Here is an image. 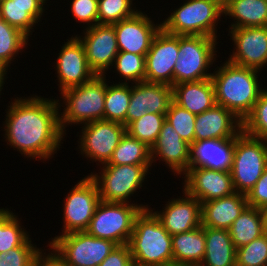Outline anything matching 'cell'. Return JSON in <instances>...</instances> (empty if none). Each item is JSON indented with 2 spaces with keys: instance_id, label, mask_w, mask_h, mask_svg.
<instances>
[{
  "instance_id": "1f68e13d",
  "label": "cell",
  "mask_w": 267,
  "mask_h": 266,
  "mask_svg": "<svg viewBox=\"0 0 267 266\" xmlns=\"http://www.w3.org/2000/svg\"><path fill=\"white\" fill-rule=\"evenodd\" d=\"M45 10L44 6L0 5V18L29 38Z\"/></svg>"
},
{
  "instance_id": "277c9868",
  "label": "cell",
  "mask_w": 267,
  "mask_h": 266,
  "mask_svg": "<svg viewBox=\"0 0 267 266\" xmlns=\"http://www.w3.org/2000/svg\"><path fill=\"white\" fill-rule=\"evenodd\" d=\"M106 75H96L89 82L75 86L60 93L63 106L60 114V126L66 135V127L74 124H87L104 120V103L106 94ZM63 104V105H61ZM66 107H65V106ZM68 125V126H67Z\"/></svg>"
},
{
  "instance_id": "44dd1931",
  "label": "cell",
  "mask_w": 267,
  "mask_h": 266,
  "mask_svg": "<svg viewBox=\"0 0 267 266\" xmlns=\"http://www.w3.org/2000/svg\"><path fill=\"white\" fill-rule=\"evenodd\" d=\"M165 162L171 172L183 175L189 169L190 144L184 141L170 122L164 120L155 144L151 148V161ZM160 158V159H159Z\"/></svg>"
},
{
  "instance_id": "9a60e30c",
  "label": "cell",
  "mask_w": 267,
  "mask_h": 266,
  "mask_svg": "<svg viewBox=\"0 0 267 266\" xmlns=\"http://www.w3.org/2000/svg\"><path fill=\"white\" fill-rule=\"evenodd\" d=\"M82 31L84 36H76L84 46L90 68L96 75H105L119 52L114 25L96 24Z\"/></svg>"
},
{
  "instance_id": "83f0119b",
  "label": "cell",
  "mask_w": 267,
  "mask_h": 266,
  "mask_svg": "<svg viewBox=\"0 0 267 266\" xmlns=\"http://www.w3.org/2000/svg\"><path fill=\"white\" fill-rule=\"evenodd\" d=\"M223 12L233 19L229 28L267 26V0H229Z\"/></svg>"
},
{
  "instance_id": "4316f807",
  "label": "cell",
  "mask_w": 267,
  "mask_h": 266,
  "mask_svg": "<svg viewBox=\"0 0 267 266\" xmlns=\"http://www.w3.org/2000/svg\"><path fill=\"white\" fill-rule=\"evenodd\" d=\"M206 249L204 227L172 236L173 263L200 266Z\"/></svg>"
},
{
  "instance_id": "f1b7e54d",
  "label": "cell",
  "mask_w": 267,
  "mask_h": 266,
  "mask_svg": "<svg viewBox=\"0 0 267 266\" xmlns=\"http://www.w3.org/2000/svg\"><path fill=\"white\" fill-rule=\"evenodd\" d=\"M228 231L236 249L252 242L265 233L263 211L247 206Z\"/></svg>"
},
{
  "instance_id": "f6af8a7d",
  "label": "cell",
  "mask_w": 267,
  "mask_h": 266,
  "mask_svg": "<svg viewBox=\"0 0 267 266\" xmlns=\"http://www.w3.org/2000/svg\"><path fill=\"white\" fill-rule=\"evenodd\" d=\"M48 252V254L46 252L40 253L36 266H69L49 249Z\"/></svg>"
},
{
  "instance_id": "7a4b0ae2",
  "label": "cell",
  "mask_w": 267,
  "mask_h": 266,
  "mask_svg": "<svg viewBox=\"0 0 267 266\" xmlns=\"http://www.w3.org/2000/svg\"><path fill=\"white\" fill-rule=\"evenodd\" d=\"M260 72L253 68L237 66L228 60L220 67L217 66L211 76L216 104L227 108L244 121L265 89L263 84H260L261 81H258Z\"/></svg>"
},
{
  "instance_id": "e575fe53",
  "label": "cell",
  "mask_w": 267,
  "mask_h": 266,
  "mask_svg": "<svg viewBox=\"0 0 267 266\" xmlns=\"http://www.w3.org/2000/svg\"><path fill=\"white\" fill-rule=\"evenodd\" d=\"M166 113H146L126 127V132L146 144L150 149L155 144L165 120Z\"/></svg>"
},
{
  "instance_id": "d6a6232c",
  "label": "cell",
  "mask_w": 267,
  "mask_h": 266,
  "mask_svg": "<svg viewBox=\"0 0 267 266\" xmlns=\"http://www.w3.org/2000/svg\"><path fill=\"white\" fill-rule=\"evenodd\" d=\"M106 83L104 120L122 123L126 127V114L131 98V85Z\"/></svg>"
},
{
  "instance_id": "ba28073f",
  "label": "cell",
  "mask_w": 267,
  "mask_h": 266,
  "mask_svg": "<svg viewBox=\"0 0 267 266\" xmlns=\"http://www.w3.org/2000/svg\"><path fill=\"white\" fill-rule=\"evenodd\" d=\"M267 167V140L246 134L243 130L235 138L230 170L236 192L247 195Z\"/></svg>"
},
{
  "instance_id": "ac0fdd59",
  "label": "cell",
  "mask_w": 267,
  "mask_h": 266,
  "mask_svg": "<svg viewBox=\"0 0 267 266\" xmlns=\"http://www.w3.org/2000/svg\"><path fill=\"white\" fill-rule=\"evenodd\" d=\"M116 33L118 51H126L137 55H146L155 35L161 29L160 24L139 10L134 16L113 24Z\"/></svg>"
},
{
  "instance_id": "484cf974",
  "label": "cell",
  "mask_w": 267,
  "mask_h": 266,
  "mask_svg": "<svg viewBox=\"0 0 267 266\" xmlns=\"http://www.w3.org/2000/svg\"><path fill=\"white\" fill-rule=\"evenodd\" d=\"M206 249L200 266H236V248L227 229L204 227Z\"/></svg>"
},
{
  "instance_id": "3957f363",
  "label": "cell",
  "mask_w": 267,
  "mask_h": 266,
  "mask_svg": "<svg viewBox=\"0 0 267 266\" xmlns=\"http://www.w3.org/2000/svg\"><path fill=\"white\" fill-rule=\"evenodd\" d=\"M128 245L135 266L173 264L172 236L149 208L136 217Z\"/></svg>"
},
{
  "instance_id": "d590c367",
  "label": "cell",
  "mask_w": 267,
  "mask_h": 266,
  "mask_svg": "<svg viewBox=\"0 0 267 266\" xmlns=\"http://www.w3.org/2000/svg\"><path fill=\"white\" fill-rule=\"evenodd\" d=\"M113 66L117 75L119 74L120 78H124L121 83L136 84L145 81V55L119 51L112 68Z\"/></svg>"
},
{
  "instance_id": "7c38bea8",
  "label": "cell",
  "mask_w": 267,
  "mask_h": 266,
  "mask_svg": "<svg viewBox=\"0 0 267 266\" xmlns=\"http://www.w3.org/2000/svg\"><path fill=\"white\" fill-rule=\"evenodd\" d=\"M79 135L78 151L90 161L107 163L118 146L120 139L126 133L122 123L97 120L84 124ZM81 137V138H80Z\"/></svg>"
},
{
  "instance_id": "5bb4252c",
  "label": "cell",
  "mask_w": 267,
  "mask_h": 266,
  "mask_svg": "<svg viewBox=\"0 0 267 266\" xmlns=\"http://www.w3.org/2000/svg\"><path fill=\"white\" fill-rule=\"evenodd\" d=\"M178 52L179 35L169 34L161 28L145 55V82L173 86V71Z\"/></svg>"
},
{
  "instance_id": "60d3db41",
  "label": "cell",
  "mask_w": 267,
  "mask_h": 266,
  "mask_svg": "<svg viewBox=\"0 0 267 266\" xmlns=\"http://www.w3.org/2000/svg\"><path fill=\"white\" fill-rule=\"evenodd\" d=\"M41 252L44 250L36 245H20L0 253V266H36Z\"/></svg>"
},
{
  "instance_id": "681fc988",
  "label": "cell",
  "mask_w": 267,
  "mask_h": 266,
  "mask_svg": "<svg viewBox=\"0 0 267 266\" xmlns=\"http://www.w3.org/2000/svg\"><path fill=\"white\" fill-rule=\"evenodd\" d=\"M218 1L222 6H224L229 0H216Z\"/></svg>"
},
{
  "instance_id": "7bdbcfd3",
  "label": "cell",
  "mask_w": 267,
  "mask_h": 266,
  "mask_svg": "<svg viewBox=\"0 0 267 266\" xmlns=\"http://www.w3.org/2000/svg\"><path fill=\"white\" fill-rule=\"evenodd\" d=\"M246 196L248 206L261 210L267 208V167L260 179Z\"/></svg>"
},
{
  "instance_id": "c3c4849f",
  "label": "cell",
  "mask_w": 267,
  "mask_h": 266,
  "mask_svg": "<svg viewBox=\"0 0 267 266\" xmlns=\"http://www.w3.org/2000/svg\"><path fill=\"white\" fill-rule=\"evenodd\" d=\"M263 217H264V232L267 234V208L263 209Z\"/></svg>"
},
{
  "instance_id": "836d02e7",
  "label": "cell",
  "mask_w": 267,
  "mask_h": 266,
  "mask_svg": "<svg viewBox=\"0 0 267 266\" xmlns=\"http://www.w3.org/2000/svg\"><path fill=\"white\" fill-rule=\"evenodd\" d=\"M28 39L24 33L0 18V68L6 74L19 52L28 47Z\"/></svg>"
},
{
  "instance_id": "ee69618b",
  "label": "cell",
  "mask_w": 267,
  "mask_h": 266,
  "mask_svg": "<svg viewBox=\"0 0 267 266\" xmlns=\"http://www.w3.org/2000/svg\"><path fill=\"white\" fill-rule=\"evenodd\" d=\"M99 266H135L129 245H120Z\"/></svg>"
},
{
  "instance_id": "8fae6325",
  "label": "cell",
  "mask_w": 267,
  "mask_h": 266,
  "mask_svg": "<svg viewBox=\"0 0 267 266\" xmlns=\"http://www.w3.org/2000/svg\"><path fill=\"white\" fill-rule=\"evenodd\" d=\"M79 181V182H78ZM65 197L61 235L86 231L101 201L96 182L89 176L78 180Z\"/></svg>"
},
{
  "instance_id": "b9f144b4",
  "label": "cell",
  "mask_w": 267,
  "mask_h": 266,
  "mask_svg": "<svg viewBox=\"0 0 267 266\" xmlns=\"http://www.w3.org/2000/svg\"><path fill=\"white\" fill-rule=\"evenodd\" d=\"M71 1V13L76 22L86 24L85 28L98 24V0Z\"/></svg>"
},
{
  "instance_id": "4dcf8cb0",
  "label": "cell",
  "mask_w": 267,
  "mask_h": 266,
  "mask_svg": "<svg viewBox=\"0 0 267 266\" xmlns=\"http://www.w3.org/2000/svg\"><path fill=\"white\" fill-rule=\"evenodd\" d=\"M20 221L8 208H0V253H6L20 245H34Z\"/></svg>"
},
{
  "instance_id": "4fadbf2b",
  "label": "cell",
  "mask_w": 267,
  "mask_h": 266,
  "mask_svg": "<svg viewBox=\"0 0 267 266\" xmlns=\"http://www.w3.org/2000/svg\"><path fill=\"white\" fill-rule=\"evenodd\" d=\"M234 50L230 63L259 71L267 66V26L229 28Z\"/></svg>"
},
{
  "instance_id": "6da1fadb",
  "label": "cell",
  "mask_w": 267,
  "mask_h": 266,
  "mask_svg": "<svg viewBox=\"0 0 267 266\" xmlns=\"http://www.w3.org/2000/svg\"><path fill=\"white\" fill-rule=\"evenodd\" d=\"M16 98L9 102L3 122L7 145L35 161L52 159L65 136L58 99L36 95Z\"/></svg>"
},
{
  "instance_id": "e0dca14e",
  "label": "cell",
  "mask_w": 267,
  "mask_h": 266,
  "mask_svg": "<svg viewBox=\"0 0 267 266\" xmlns=\"http://www.w3.org/2000/svg\"><path fill=\"white\" fill-rule=\"evenodd\" d=\"M183 176V190L201 203L227 197L236 192L230 171L204 167L189 168Z\"/></svg>"
},
{
  "instance_id": "30bf717a",
  "label": "cell",
  "mask_w": 267,
  "mask_h": 266,
  "mask_svg": "<svg viewBox=\"0 0 267 266\" xmlns=\"http://www.w3.org/2000/svg\"><path fill=\"white\" fill-rule=\"evenodd\" d=\"M152 165H102L99 173H90L96 182L100 200L103 202L130 203L138 192Z\"/></svg>"
},
{
  "instance_id": "7dc6e473",
  "label": "cell",
  "mask_w": 267,
  "mask_h": 266,
  "mask_svg": "<svg viewBox=\"0 0 267 266\" xmlns=\"http://www.w3.org/2000/svg\"><path fill=\"white\" fill-rule=\"evenodd\" d=\"M6 78H8L6 73H0V95H1L2 89L4 88L3 85L5 84Z\"/></svg>"
},
{
  "instance_id": "603a6c76",
  "label": "cell",
  "mask_w": 267,
  "mask_h": 266,
  "mask_svg": "<svg viewBox=\"0 0 267 266\" xmlns=\"http://www.w3.org/2000/svg\"><path fill=\"white\" fill-rule=\"evenodd\" d=\"M235 138L205 139L190 145L189 168L204 167L211 170L230 171Z\"/></svg>"
},
{
  "instance_id": "52a82bcc",
  "label": "cell",
  "mask_w": 267,
  "mask_h": 266,
  "mask_svg": "<svg viewBox=\"0 0 267 266\" xmlns=\"http://www.w3.org/2000/svg\"><path fill=\"white\" fill-rule=\"evenodd\" d=\"M217 39L210 36H179L178 59L174 65L173 85L209 79V68L217 58Z\"/></svg>"
},
{
  "instance_id": "d4e9b609",
  "label": "cell",
  "mask_w": 267,
  "mask_h": 266,
  "mask_svg": "<svg viewBox=\"0 0 267 266\" xmlns=\"http://www.w3.org/2000/svg\"><path fill=\"white\" fill-rule=\"evenodd\" d=\"M173 102L199 115L216 104L214 85L211 80L183 82L172 86Z\"/></svg>"
},
{
  "instance_id": "7402d4cb",
  "label": "cell",
  "mask_w": 267,
  "mask_h": 266,
  "mask_svg": "<svg viewBox=\"0 0 267 266\" xmlns=\"http://www.w3.org/2000/svg\"><path fill=\"white\" fill-rule=\"evenodd\" d=\"M242 130L243 121L227 108L215 104L196 115L194 141L236 138Z\"/></svg>"
},
{
  "instance_id": "f907efd6",
  "label": "cell",
  "mask_w": 267,
  "mask_h": 266,
  "mask_svg": "<svg viewBox=\"0 0 267 266\" xmlns=\"http://www.w3.org/2000/svg\"><path fill=\"white\" fill-rule=\"evenodd\" d=\"M170 266H197V265H185V264H171Z\"/></svg>"
},
{
  "instance_id": "f546056e",
  "label": "cell",
  "mask_w": 267,
  "mask_h": 266,
  "mask_svg": "<svg viewBox=\"0 0 267 266\" xmlns=\"http://www.w3.org/2000/svg\"><path fill=\"white\" fill-rule=\"evenodd\" d=\"M152 165L151 149L130 136L127 132L122 136L114 149L110 160L103 165Z\"/></svg>"
},
{
  "instance_id": "cb8c5ba5",
  "label": "cell",
  "mask_w": 267,
  "mask_h": 266,
  "mask_svg": "<svg viewBox=\"0 0 267 266\" xmlns=\"http://www.w3.org/2000/svg\"><path fill=\"white\" fill-rule=\"evenodd\" d=\"M247 206V196L238 192L203 202L201 203V225L228 230Z\"/></svg>"
},
{
  "instance_id": "ffe728a7",
  "label": "cell",
  "mask_w": 267,
  "mask_h": 266,
  "mask_svg": "<svg viewBox=\"0 0 267 266\" xmlns=\"http://www.w3.org/2000/svg\"><path fill=\"white\" fill-rule=\"evenodd\" d=\"M182 191V197L170 199L161 211L149 207L171 236L201 226V202Z\"/></svg>"
},
{
  "instance_id": "9c48e42d",
  "label": "cell",
  "mask_w": 267,
  "mask_h": 266,
  "mask_svg": "<svg viewBox=\"0 0 267 266\" xmlns=\"http://www.w3.org/2000/svg\"><path fill=\"white\" fill-rule=\"evenodd\" d=\"M48 246L69 266H99L118 245L82 231L57 235Z\"/></svg>"
},
{
  "instance_id": "bcb514c9",
  "label": "cell",
  "mask_w": 267,
  "mask_h": 266,
  "mask_svg": "<svg viewBox=\"0 0 267 266\" xmlns=\"http://www.w3.org/2000/svg\"><path fill=\"white\" fill-rule=\"evenodd\" d=\"M47 1L49 0H3L0 5L45 6Z\"/></svg>"
},
{
  "instance_id": "74e56055",
  "label": "cell",
  "mask_w": 267,
  "mask_h": 266,
  "mask_svg": "<svg viewBox=\"0 0 267 266\" xmlns=\"http://www.w3.org/2000/svg\"><path fill=\"white\" fill-rule=\"evenodd\" d=\"M243 131L253 137L267 140V89L255 102L252 112L243 121Z\"/></svg>"
},
{
  "instance_id": "2e32d148",
  "label": "cell",
  "mask_w": 267,
  "mask_h": 266,
  "mask_svg": "<svg viewBox=\"0 0 267 266\" xmlns=\"http://www.w3.org/2000/svg\"><path fill=\"white\" fill-rule=\"evenodd\" d=\"M61 46L56 59L58 89L60 93L69 88L80 86L92 80L96 74L90 68L82 42L74 35Z\"/></svg>"
},
{
  "instance_id": "8d00e7d4",
  "label": "cell",
  "mask_w": 267,
  "mask_h": 266,
  "mask_svg": "<svg viewBox=\"0 0 267 266\" xmlns=\"http://www.w3.org/2000/svg\"><path fill=\"white\" fill-rule=\"evenodd\" d=\"M134 0H98V24L113 25L134 16Z\"/></svg>"
},
{
  "instance_id": "f35d334b",
  "label": "cell",
  "mask_w": 267,
  "mask_h": 266,
  "mask_svg": "<svg viewBox=\"0 0 267 266\" xmlns=\"http://www.w3.org/2000/svg\"><path fill=\"white\" fill-rule=\"evenodd\" d=\"M236 266H267V234L236 249Z\"/></svg>"
},
{
  "instance_id": "d6986e66",
  "label": "cell",
  "mask_w": 267,
  "mask_h": 266,
  "mask_svg": "<svg viewBox=\"0 0 267 266\" xmlns=\"http://www.w3.org/2000/svg\"><path fill=\"white\" fill-rule=\"evenodd\" d=\"M173 102L172 86L162 83L131 84V98L126 114V127L148 113H166Z\"/></svg>"
},
{
  "instance_id": "5b68a950",
  "label": "cell",
  "mask_w": 267,
  "mask_h": 266,
  "mask_svg": "<svg viewBox=\"0 0 267 266\" xmlns=\"http://www.w3.org/2000/svg\"><path fill=\"white\" fill-rule=\"evenodd\" d=\"M161 22V28L173 35L210 36L218 39L217 27L223 6L216 0H186ZM217 26V27H216Z\"/></svg>"
},
{
  "instance_id": "8992f818",
  "label": "cell",
  "mask_w": 267,
  "mask_h": 266,
  "mask_svg": "<svg viewBox=\"0 0 267 266\" xmlns=\"http://www.w3.org/2000/svg\"><path fill=\"white\" fill-rule=\"evenodd\" d=\"M149 205L100 201L86 232L118 246L129 243L136 217Z\"/></svg>"
},
{
  "instance_id": "ab89813d",
  "label": "cell",
  "mask_w": 267,
  "mask_h": 266,
  "mask_svg": "<svg viewBox=\"0 0 267 266\" xmlns=\"http://www.w3.org/2000/svg\"><path fill=\"white\" fill-rule=\"evenodd\" d=\"M165 119L170 122L184 141L190 145L194 142L196 115L172 102L165 114Z\"/></svg>"
}]
</instances>
